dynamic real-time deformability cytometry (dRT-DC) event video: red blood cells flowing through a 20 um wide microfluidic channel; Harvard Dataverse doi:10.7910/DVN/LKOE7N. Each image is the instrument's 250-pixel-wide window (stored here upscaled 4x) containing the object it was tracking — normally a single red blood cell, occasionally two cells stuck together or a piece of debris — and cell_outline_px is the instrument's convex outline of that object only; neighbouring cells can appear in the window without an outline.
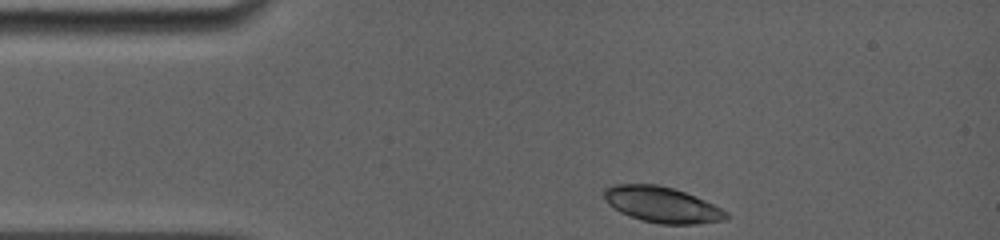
{"species": "common noctule bat (a hibernating species)", "species_latin": "Nyctalus noctula", "temperature_condition": "room temperature", "stored_images_in_passage": 11, "camera_frame_rate_fps": 5000, "um_per_image_px": 0.085, "animal": {"sex": "female", "body_mass_g": 19.0, "forearm_length_mm": 56.7}, "frame": {"image": 1, "passage_image": 1, "time_ms": 0.0, "image_size_px": [1000, 240], "cell_outline_px": [[728, 216], [724, 220], [696, 224], [660, 224], [640, 220], [628, 216], [620, 212], [608, 204], [604, 196], [604, 188], [612, 184], [656, 184], [672, 188], [684, 192], [704, 200], [728, 212]], "centroid_in_image_um": [56.23, 17.4], "position_along_channel_um": 28.8, "area_um2": 25.37}}
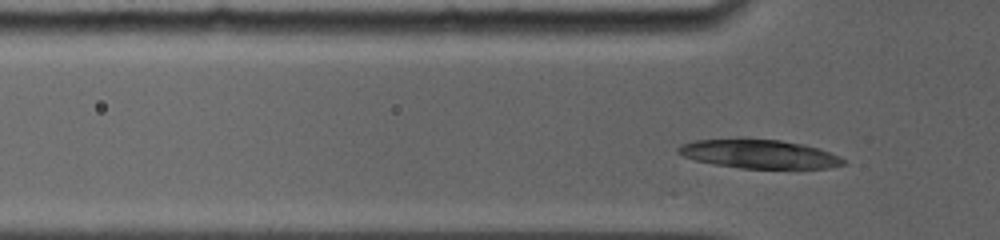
{"frame": {"image": 2, "passage_image": 11, "time_ms": 2.0, "image_size_px": [1000, 240], "cell_outline_px": [[848, 164], [832, 168], [740, 168], [712, 164], [696, 160], [684, 156], [676, 152], [676, 148], [680, 144], [696, 140], [780, 140], [804, 144], [840, 156], [848, 160]], "centroid_in_image_um": [64.58, 13.11], "position_along_channel_um": 61.2, "area_um2": 27.4}}